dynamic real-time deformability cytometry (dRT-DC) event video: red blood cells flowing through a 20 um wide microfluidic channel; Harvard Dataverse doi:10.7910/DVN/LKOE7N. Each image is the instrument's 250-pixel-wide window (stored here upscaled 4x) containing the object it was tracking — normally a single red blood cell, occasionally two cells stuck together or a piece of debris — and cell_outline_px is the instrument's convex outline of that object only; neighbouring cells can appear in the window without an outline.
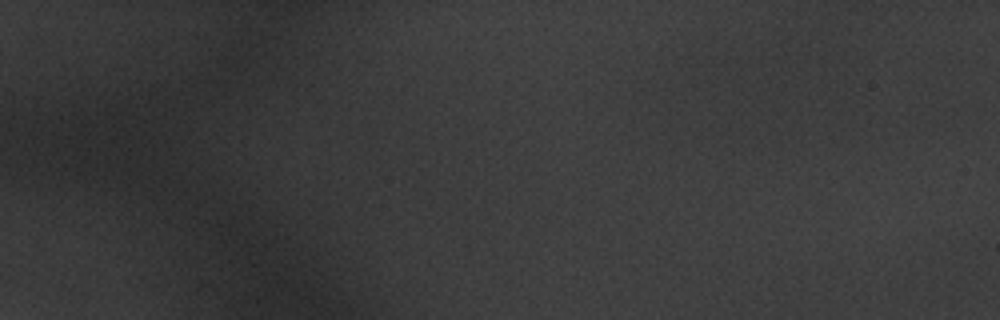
{"species": "common noctule bat (a hibernating species)", "species_latin": "Nyctalus noctula", "temperature_condition": "warm", "stored_images_in_passage": 4, "camera_frame_rate_fps": 3000, "um_per_image_px": 0.085, "animal": {"sex": "male", "body_mass_g": 20.1, "forearm_length_mm": 53.5}, "frame": {"image": 1, "passage_image": 1, "time_ms": 0.0, "image_size_px": [1000, 320], "cell_outline_px": [[860, 32], [844, 52], [816, 72], [808, 76], [772, 68], [756, 60], [756, 56], [772, 28], [784, 24], [852, 12]], "centroid_in_image_um": [68.7, 3.71], "position_along_channel_um": 16.3, "area_um2": 30.58}}